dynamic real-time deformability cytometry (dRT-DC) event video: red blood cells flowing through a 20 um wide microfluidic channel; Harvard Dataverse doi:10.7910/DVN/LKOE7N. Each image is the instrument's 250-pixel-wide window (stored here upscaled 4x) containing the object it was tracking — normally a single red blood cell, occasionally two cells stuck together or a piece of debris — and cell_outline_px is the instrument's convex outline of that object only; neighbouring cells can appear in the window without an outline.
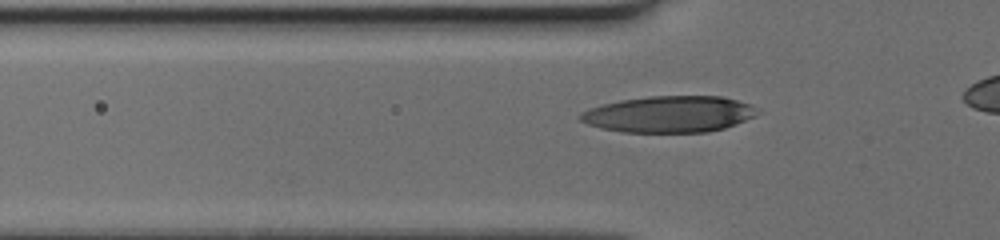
{"species": "human", "species_latin": "Homo sapiens", "temperature_condition": "cold", "stored_images_in_passage": 38, "camera_frame_rate_fps": 3000, "um_per_image_px": 0.085, "donor": {"sex": "female"}, "frame": {"image": 1, "passage_image": 13, "time_ms": 4.0, "image_size_px": [1000, 240], "cell_outline_px": [[760, 112], [756, 116], [736, 124], [724, 128], [708, 132], [620, 132], [600, 128], [588, 124], [580, 120], [580, 112], [588, 108], [620, 100], [648, 96], [720, 96], [752, 104], [760, 108]], "centroid_in_image_um": [56.91, 9.7], "position_along_channel_um": 68.9, "area_um2": 37.86}}
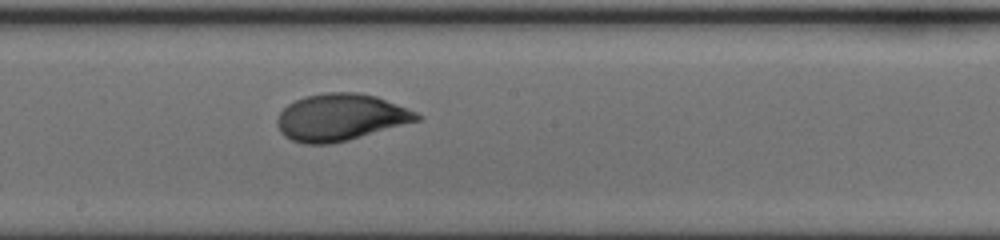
{"frame": {"image": 2, "passage_image": 24, "time_ms": 7.667, "image_size_px": [1000, 240], "cell_outline_px": [[424, 116], [420, 120], [348, 140], [332, 144], [304, 144], [292, 140], [284, 136], [280, 132], [276, 124], [276, 120], [280, 112], [288, 104], [304, 96], [328, 92], [356, 92], [376, 96], [416, 112]], "centroid_in_image_um": [28.92, 9.98], "position_along_channel_um": 219.3, "area_um2": 38.15}}
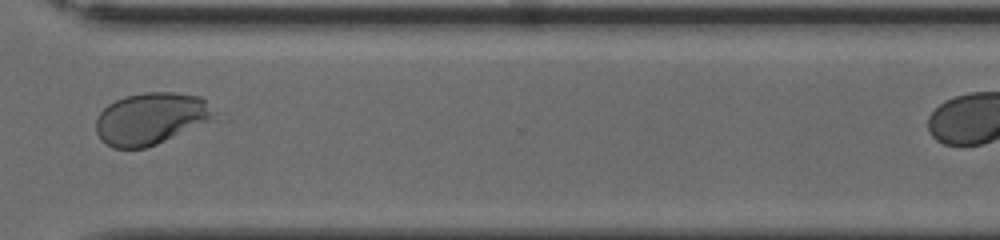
{"frame": {"image": 3, "passage_image": 34, "time_ms": 11.0, "image_size_px": [1000, 240], "cell_outline_px": [[220, 116], [156, 144], [144, 148], [112, 148], [100, 140], [96, 132], [96, 116], [108, 104], [124, 96], [144, 92], [172, 92], [200, 96], [220, 112]], "centroid_in_image_um": [12.84, 10.06], "position_along_channel_um": 357.8, "area_um2": 36.07}}